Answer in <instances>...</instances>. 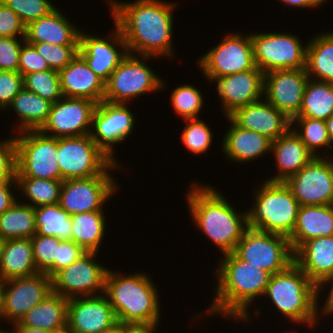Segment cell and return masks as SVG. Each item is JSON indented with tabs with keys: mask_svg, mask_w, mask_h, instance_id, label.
<instances>
[{
	"mask_svg": "<svg viewBox=\"0 0 333 333\" xmlns=\"http://www.w3.org/2000/svg\"><path fill=\"white\" fill-rule=\"evenodd\" d=\"M0 333H10V328L7 330L3 329L2 327L0 328Z\"/></svg>",
	"mask_w": 333,
	"mask_h": 333,
	"instance_id": "61",
	"label": "cell"
},
{
	"mask_svg": "<svg viewBox=\"0 0 333 333\" xmlns=\"http://www.w3.org/2000/svg\"><path fill=\"white\" fill-rule=\"evenodd\" d=\"M16 136V178H40L60 180L57 138L47 136L39 130L15 133Z\"/></svg>",
	"mask_w": 333,
	"mask_h": 333,
	"instance_id": "10",
	"label": "cell"
},
{
	"mask_svg": "<svg viewBox=\"0 0 333 333\" xmlns=\"http://www.w3.org/2000/svg\"><path fill=\"white\" fill-rule=\"evenodd\" d=\"M4 244H5V240L3 238H0V262H1L2 254H3V250H4Z\"/></svg>",
	"mask_w": 333,
	"mask_h": 333,
	"instance_id": "60",
	"label": "cell"
},
{
	"mask_svg": "<svg viewBox=\"0 0 333 333\" xmlns=\"http://www.w3.org/2000/svg\"><path fill=\"white\" fill-rule=\"evenodd\" d=\"M325 287H327V291H329L327 292V297L324 302H322V305L320 306V303H318V311L319 315H323L327 318V316L330 317L333 315V275L329 276L322 284L318 286V301L321 300V292L323 293L322 290L325 292Z\"/></svg>",
	"mask_w": 333,
	"mask_h": 333,
	"instance_id": "52",
	"label": "cell"
},
{
	"mask_svg": "<svg viewBox=\"0 0 333 333\" xmlns=\"http://www.w3.org/2000/svg\"><path fill=\"white\" fill-rule=\"evenodd\" d=\"M291 128L315 157L329 156L326 152L332 150L333 144L329 138L324 120L308 117H294L291 120ZM324 148L325 150L321 152L326 151L325 153L318 152Z\"/></svg>",
	"mask_w": 333,
	"mask_h": 333,
	"instance_id": "39",
	"label": "cell"
},
{
	"mask_svg": "<svg viewBox=\"0 0 333 333\" xmlns=\"http://www.w3.org/2000/svg\"><path fill=\"white\" fill-rule=\"evenodd\" d=\"M320 33L304 43L307 44L305 70L312 80L333 83V31Z\"/></svg>",
	"mask_w": 333,
	"mask_h": 333,
	"instance_id": "32",
	"label": "cell"
},
{
	"mask_svg": "<svg viewBox=\"0 0 333 333\" xmlns=\"http://www.w3.org/2000/svg\"><path fill=\"white\" fill-rule=\"evenodd\" d=\"M50 70L46 60L31 45L25 42L22 45L18 72L24 76L29 73Z\"/></svg>",
	"mask_w": 333,
	"mask_h": 333,
	"instance_id": "50",
	"label": "cell"
},
{
	"mask_svg": "<svg viewBox=\"0 0 333 333\" xmlns=\"http://www.w3.org/2000/svg\"><path fill=\"white\" fill-rule=\"evenodd\" d=\"M23 87L52 103L63 97L59 71L53 69L24 75Z\"/></svg>",
	"mask_w": 333,
	"mask_h": 333,
	"instance_id": "40",
	"label": "cell"
},
{
	"mask_svg": "<svg viewBox=\"0 0 333 333\" xmlns=\"http://www.w3.org/2000/svg\"><path fill=\"white\" fill-rule=\"evenodd\" d=\"M58 7L26 26L27 43L47 42L56 45H79L82 28L76 27Z\"/></svg>",
	"mask_w": 333,
	"mask_h": 333,
	"instance_id": "27",
	"label": "cell"
},
{
	"mask_svg": "<svg viewBox=\"0 0 333 333\" xmlns=\"http://www.w3.org/2000/svg\"><path fill=\"white\" fill-rule=\"evenodd\" d=\"M52 292V279L44 272L4 280L3 322L7 321L9 325L19 322L29 310Z\"/></svg>",
	"mask_w": 333,
	"mask_h": 333,
	"instance_id": "17",
	"label": "cell"
},
{
	"mask_svg": "<svg viewBox=\"0 0 333 333\" xmlns=\"http://www.w3.org/2000/svg\"><path fill=\"white\" fill-rule=\"evenodd\" d=\"M52 102L25 89L24 87L14 97L7 107L16 113L19 122L16 123L17 132L27 130H39L48 119ZM19 123V124H18Z\"/></svg>",
	"mask_w": 333,
	"mask_h": 333,
	"instance_id": "33",
	"label": "cell"
},
{
	"mask_svg": "<svg viewBox=\"0 0 333 333\" xmlns=\"http://www.w3.org/2000/svg\"><path fill=\"white\" fill-rule=\"evenodd\" d=\"M116 322L113 307L104 293L69 299L66 333H100Z\"/></svg>",
	"mask_w": 333,
	"mask_h": 333,
	"instance_id": "21",
	"label": "cell"
},
{
	"mask_svg": "<svg viewBox=\"0 0 333 333\" xmlns=\"http://www.w3.org/2000/svg\"><path fill=\"white\" fill-rule=\"evenodd\" d=\"M59 75L63 97L86 98L97 104L103 101L105 82L90 69L79 53L59 71Z\"/></svg>",
	"mask_w": 333,
	"mask_h": 333,
	"instance_id": "24",
	"label": "cell"
},
{
	"mask_svg": "<svg viewBox=\"0 0 333 333\" xmlns=\"http://www.w3.org/2000/svg\"><path fill=\"white\" fill-rule=\"evenodd\" d=\"M308 79L305 68L265 73L263 97L292 120L299 114Z\"/></svg>",
	"mask_w": 333,
	"mask_h": 333,
	"instance_id": "20",
	"label": "cell"
},
{
	"mask_svg": "<svg viewBox=\"0 0 333 333\" xmlns=\"http://www.w3.org/2000/svg\"><path fill=\"white\" fill-rule=\"evenodd\" d=\"M333 114V83L308 79L299 114L326 121Z\"/></svg>",
	"mask_w": 333,
	"mask_h": 333,
	"instance_id": "35",
	"label": "cell"
},
{
	"mask_svg": "<svg viewBox=\"0 0 333 333\" xmlns=\"http://www.w3.org/2000/svg\"><path fill=\"white\" fill-rule=\"evenodd\" d=\"M10 333H66V332H53L45 329H38L32 327L21 326L18 322L11 325Z\"/></svg>",
	"mask_w": 333,
	"mask_h": 333,
	"instance_id": "55",
	"label": "cell"
},
{
	"mask_svg": "<svg viewBox=\"0 0 333 333\" xmlns=\"http://www.w3.org/2000/svg\"><path fill=\"white\" fill-rule=\"evenodd\" d=\"M256 186L247 210L248 227L289 237L296 225L300 204L285 182L263 181Z\"/></svg>",
	"mask_w": 333,
	"mask_h": 333,
	"instance_id": "6",
	"label": "cell"
},
{
	"mask_svg": "<svg viewBox=\"0 0 333 333\" xmlns=\"http://www.w3.org/2000/svg\"><path fill=\"white\" fill-rule=\"evenodd\" d=\"M114 26V30L105 37L92 36L82 30L80 33L79 54L85 59L90 69L104 82L129 55L127 43L119 27L116 24Z\"/></svg>",
	"mask_w": 333,
	"mask_h": 333,
	"instance_id": "19",
	"label": "cell"
},
{
	"mask_svg": "<svg viewBox=\"0 0 333 333\" xmlns=\"http://www.w3.org/2000/svg\"><path fill=\"white\" fill-rule=\"evenodd\" d=\"M86 252L72 240H60L55 263L45 273L52 278L57 272L68 267Z\"/></svg>",
	"mask_w": 333,
	"mask_h": 333,
	"instance_id": "48",
	"label": "cell"
},
{
	"mask_svg": "<svg viewBox=\"0 0 333 333\" xmlns=\"http://www.w3.org/2000/svg\"><path fill=\"white\" fill-rule=\"evenodd\" d=\"M18 15L27 26L30 22L48 15L56 8L49 0H0Z\"/></svg>",
	"mask_w": 333,
	"mask_h": 333,
	"instance_id": "45",
	"label": "cell"
},
{
	"mask_svg": "<svg viewBox=\"0 0 333 333\" xmlns=\"http://www.w3.org/2000/svg\"><path fill=\"white\" fill-rule=\"evenodd\" d=\"M114 24L127 43L130 54L175 58L173 11L178 3L165 0H106ZM173 48V49H172ZM174 53V54H173Z\"/></svg>",
	"mask_w": 333,
	"mask_h": 333,
	"instance_id": "1",
	"label": "cell"
},
{
	"mask_svg": "<svg viewBox=\"0 0 333 333\" xmlns=\"http://www.w3.org/2000/svg\"><path fill=\"white\" fill-rule=\"evenodd\" d=\"M70 218L72 241L87 252H99L107 231L105 211L76 213Z\"/></svg>",
	"mask_w": 333,
	"mask_h": 333,
	"instance_id": "34",
	"label": "cell"
},
{
	"mask_svg": "<svg viewBox=\"0 0 333 333\" xmlns=\"http://www.w3.org/2000/svg\"><path fill=\"white\" fill-rule=\"evenodd\" d=\"M256 67L264 74L283 69H304L307 44L286 32L250 33Z\"/></svg>",
	"mask_w": 333,
	"mask_h": 333,
	"instance_id": "9",
	"label": "cell"
},
{
	"mask_svg": "<svg viewBox=\"0 0 333 333\" xmlns=\"http://www.w3.org/2000/svg\"><path fill=\"white\" fill-rule=\"evenodd\" d=\"M245 35V36H244ZM226 33L219 44L198 58L197 65L212 85L216 78L258 69L254 61L250 34Z\"/></svg>",
	"mask_w": 333,
	"mask_h": 333,
	"instance_id": "12",
	"label": "cell"
},
{
	"mask_svg": "<svg viewBox=\"0 0 333 333\" xmlns=\"http://www.w3.org/2000/svg\"><path fill=\"white\" fill-rule=\"evenodd\" d=\"M25 37H0V70L18 72Z\"/></svg>",
	"mask_w": 333,
	"mask_h": 333,
	"instance_id": "47",
	"label": "cell"
},
{
	"mask_svg": "<svg viewBox=\"0 0 333 333\" xmlns=\"http://www.w3.org/2000/svg\"><path fill=\"white\" fill-rule=\"evenodd\" d=\"M98 252H86L65 269L57 272L52 279L53 292L67 299L93 296L104 293L106 264L100 265L95 259Z\"/></svg>",
	"mask_w": 333,
	"mask_h": 333,
	"instance_id": "14",
	"label": "cell"
},
{
	"mask_svg": "<svg viewBox=\"0 0 333 333\" xmlns=\"http://www.w3.org/2000/svg\"><path fill=\"white\" fill-rule=\"evenodd\" d=\"M15 187L18 188L17 182H0V214H3L18 201L20 196L16 197V194H13Z\"/></svg>",
	"mask_w": 333,
	"mask_h": 333,
	"instance_id": "53",
	"label": "cell"
},
{
	"mask_svg": "<svg viewBox=\"0 0 333 333\" xmlns=\"http://www.w3.org/2000/svg\"><path fill=\"white\" fill-rule=\"evenodd\" d=\"M282 2L283 5H286L287 7H295V8H314L322 5L325 3L326 0H279Z\"/></svg>",
	"mask_w": 333,
	"mask_h": 333,
	"instance_id": "54",
	"label": "cell"
},
{
	"mask_svg": "<svg viewBox=\"0 0 333 333\" xmlns=\"http://www.w3.org/2000/svg\"><path fill=\"white\" fill-rule=\"evenodd\" d=\"M331 152H329V160L331 161V163H332V165H333V156H331V155H333V154H330ZM331 157V158H330Z\"/></svg>",
	"mask_w": 333,
	"mask_h": 333,
	"instance_id": "62",
	"label": "cell"
},
{
	"mask_svg": "<svg viewBox=\"0 0 333 333\" xmlns=\"http://www.w3.org/2000/svg\"><path fill=\"white\" fill-rule=\"evenodd\" d=\"M36 232L35 207L18 200L0 214V238L4 240L32 238Z\"/></svg>",
	"mask_w": 333,
	"mask_h": 333,
	"instance_id": "36",
	"label": "cell"
},
{
	"mask_svg": "<svg viewBox=\"0 0 333 333\" xmlns=\"http://www.w3.org/2000/svg\"><path fill=\"white\" fill-rule=\"evenodd\" d=\"M159 325L154 326H129L127 333H156Z\"/></svg>",
	"mask_w": 333,
	"mask_h": 333,
	"instance_id": "56",
	"label": "cell"
},
{
	"mask_svg": "<svg viewBox=\"0 0 333 333\" xmlns=\"http://www.w3.org/2000/svg\"><path fill=\"white\" fill-rule=\"evenodd\" d=\"M33 257L38 272H46L57 258L60 239L54 236L38 235L31 238Z\"/></svg>",
	"mask_w": 333,
	"mask_h": 333,
	"instance_id": "44",
	"label": "cell"
},
{
	"mask_svg": "<svg viewBox=\"0 0 333 333\" xmlns=\"http://www.w3.org/2000/svg\"><path fill=\"white\" fill-rule=\"evenodd\" d=\"M3 294H4V280L0 278V321L2 320V309H3Z\"/></svg>",
	"mask_w": 333,
	"mask_h": 333,
	"instance_id": "59",
	"label": "cell"
},
{
	"mask_svg": "<svg viewBox=\"0 0 333 333\" xmlns=\"http://www.w3.org/2000/svg\"><path fill=\"white\" fill-rule=\"evenodd\" d=\"M35 225L38 235L72 240L70 215L59 204L35 207Z\"/></svg>",
	"mask_w": 333,
	"mask_h": 333,
	"instance_id": "38",
	"label": "cell"
},
{
	"mask_svg": "<svg viewBox=\"0 0 333 333\" xmlns=\"http://www.w3.org/2000/svg\"><path fill=\"white\" fill-rule=\"evenodd\" d=\"M16 136L0 141V182H17Z\"/></svg>",
	"mask_w": 333,
	"mask_h": 333,
	"instance_id": "46",
	"label": "cell"
},
{
	"mask_svg": "<svg viewBox=\"0 0 333 333\" xmlns=\"http://www.w3.org/2000/svg\"><path fill=\"white\" fill-rule=\"evenodd\" d=\"M294 263L318 287L333 275V236L306 241L294 251Z\"/></svg>",
	"mask_w": 333,
	"mask_h": 333,
	"instance_id": "28",
	"label": "cell"
},
{
	"mask_svg": "<svg viewBox=\"0 0 333 333\" xmlns=\"http://www.w3.org/2000/svg\"><path fill=\"white\" fill-rule=\"evenodd\" d=\"M128 104L101 101L92 116L90 136L92 140L114 161L116 146L131 137L135 128L136 115ZM115 155V156H114Z\"/></svg>",
	"mask_w": 333,
	"mask_h": 333,
	"instance_id": "15",
	"label": "cell"
},
{
	"mask_svg": "<svg viewBox=\"0 0 333 333\" xmlns=\"http://www.w3.org/2000/svg\"><path fill=\"white\" fill-rule=\"evenodd\" d=\"M221 257L214 272L217 278L215 296L211 306L203 313L208 316L223 315L227 320L231 319L230 323L235 320L249 323L252 321L249 306L257 298H263L271 274L241 260L234 252Z\"/></svg>",
	"mask_w": 333,
	"mask_h": 333,
	"instance_id": "2",
	"label": "cell"
},
{
	"mask_svg": "<svg viewBox=\"0 0 333 333\" xmlns=\"http://www.w3.org/2000/svg\"><path fill=\"white\" fill-rule=\"evenodd\" d=\"M186 126L181 134V142L194 154H205L211 147L213 141V131L204 122L199 119H184ZM213 133V134H212Z\"/></svg>",
	"mask_w": 333,
	"mask_h": 333,
	"instance_id": "42",
	"label": "cell"
},
{
	"mask_svg": "<svg viewBox=\"0 0 333 333\" xmlns=\"http://www.w3.org/2000/svg\"><path fill=\"white\" fill-rule=\"evenodd\" d=\"M150 58L155 57L129 53L105 82L103 101L130 104L129 101L141 95L164 90L167 85L164 79L145 63Z\"/></svg>",
	"mask_w": 333,
	"mask_h": 333,
	"instance_id": "7",
	"label": "cell"
},
{
	"mask_svg": "<svg viewBox=\"0 0 333 333\" xmlns=\"http://www.w3.org/2000/svg\"><path fill=\"white\" fill-rule=\"evenodd\" d=\"M69 299L55 292L29 310L18 322L21 326L66 332Z\"/></svg>",
	"mask_w": 333,
	"mask_h": 333,
	"instance_id": "30",
	"label": "cell"
},
{
	"mask_svg": "<svg viewBox=\"0 0 333 333\" xmlns=\"http://www.w3.org/2000/svg\"><path fill=\"white\" fill-rule=\"evenodd\" d=\"M26 25L16 13L0 1V37H25Z\"/></svg>",
	"mask_w": 333,
	"mask_h": 333,
	"instance_id": "51",
	"label": "cell"
},
{
	"mask_svg": "<svg viewBox=\"0 0 333 333\" xmlns=\"http://www.w3.org/2000/svg\"><path fill=\"white\" fill-rule=\"evenodd\" d=\"M243 261L250 262L271 275L284 271L294 262L288 237L247 228L234 250Z\"/></svg>",
	"mask_w": 333,
	"mask_h": 333,
	"instance_id": "13",
	"label": "cell"
},
{
	"mask_svg": "<svg viewBox=\"0 0 333 333\" xmlns=\"http://www.w3.org/2000/svg\"><path fill=\"white\" fill-rule=\"evenodd\" d=\"M60 180L90 178L101 175L114 161L92 140L85 136L57 138Z\"/></svg>",
	"mask_w": 333,
	"mask_h": 333,
	"instance_id": "11",
	"label": "cell"
},
{
	"mask_svg": "<svg viewBox=\"0 0 333 333\" xmlns=\"http://www.w3.org/2000/svg\"><path fill=\"white\" fill-rule=\"evenodd\" d=\"M31 238L5 240L0 262V278L9 280L36 274Z\"/></svg>",
	"mask_w": 333,
	"mask_h": 333,
	"instance_id": "31",
	"label": "cell"
},
{
	"mask_svg": "<svg viewBox=\"0 0 333 333\" xmlns=\"http://www.w3.org/2000/svg\"><path fill=\"white\" fill-rule=\"evenodd\" d=\"M329 138L333 144V114L325 121Z\"/></svg>",
	"mask_w": 333,
	"mask_h": 333,
	"instance_id": "58",
	"label": "cell"
},
{
	"mask_svg": "<svg viewBox=\"0 0 333 333\" xmlns=\"http://www.w3.org/2000/svg\"><path fill=\"white\" fill-rule=\"evenodd\" d=\"M120 163L113 162L101 175L90 178L63 180L59 206L70 216L76 213L104 211L103 206L119 190L111 173L121 170ZM113 171V172H112ZM118 189V190H117Z\"/></svg>",
	"mask_w": 333,
	"mask_h": 333,
	"instance_id": "8",
	"label": "cell"
},
{
	"mask_svg": "<svg viewBox=\"0 0 333 333\" xmlns=\"http://www.w3.org/2000/svg\"><path fill=\"white\" fill-rule=\"evenodd\" d=\"M189 84L176 87L171 93V105L182 119H199L204 104L200 89Z\"/></svg>",
	"mask_w": 333,
	"mask_h": 333,
	"instance_id": "41",
	"label": "cell"
},
{
	"mask_svg": "<svg viewBox=\"0 0 333 333\" xmlns=\"http://www.w3.org/2000/svg\"><path fill=\"white\" fill-rule=\"evenodd\" d=\"M271 153L277 173L266 179L270 182H285L315 158L292 128L272 141Z\"/></svg>",
	"mask_w": 333,
	"mask_h": 333,
	"instance_id": "26",
	"label": "cell"
},
{
	"mask_svg": "<svg viewBox=\"0 0 333 333\" xmlns=\"http://www.w3.org/2000/svg\"><path fill=\"white\" fill-rule=\"evenodd\" d=\"M96 105L86 98L62 97L52 103L48 119L39 131L55 138L88 135Z\"/></svg>",
	"mask_w": 333,
	"mask_h": 333,
	"instance_id": "18",
	"label": "cell"
},
{
	"mask_svg": "<svg viewBox=\"0 0 333 333\" xmlns=\"http://www.w3.org/2000/svg\"><path fill=\"white\" fill-rule=\"evenodd\" d=\"M333 236V205L300 206L296 225L288 237L292 250L314 238Z\"/></svg>",
	"mask_w": 333,
	"mask_h": 333,
	"instance_id": "29",
	"label": "cell"
},
{
	"mask_svg": "<svg viewBox=\"0 0 333 333\" xmlns=\"http://www.w3.org/2000/svg\"><path fill=\"white\" fill-rule=\"evenodd\" d=\"M127 331H128V325L123 324L120 321H117L114 325L101 331L100 333H127Z\"/></svg>",
	"mask_w": 333,
	"mask_h": 333,
	"instance_id": "57",
	"label": "cell"
},
{
	"mask_svg": "<svg viewBox=\"0 0 333 333\" xmlns=\"http://www.w3.org/2000/svg\"><path fill=\"white\" fill-rule=\"evenodd\" d=\"M263 296L290 323L305 324L310 329L318 326L322 317L318 311V287L294 262L271 275Z\"/></svg>",
	"mask_w": 333,
	"mask_h": 333,
	"instance_id": "5",
	"label": "cell"
},
{
	"mask_svg": "<svg viewBox=\"0 0 333 333\" xmlns=\"http://www.w3.org/2000/svg\"><path fill=\"white\" fill-rule=\"evenodd\" d=\"M217 97L220 100L224 117L237 108L259 101L263 98L264 73L260 69H251L216 78Z\"/></svg>",
	"mask_w": 333,
	"mask_h": 333,
	"instance_id": "22",
	"label": "cell"
},
{
	"mask_svg": "<svg viewBox=\"0 0 333 333\" xmlns=\"http://www.w3.org/2000/svg\"><path fill=\"white\" fill-rule=\"evenodd\" d=\"M22 88L23 76L19 72L0 70V110L6 111Z\"/></svg>",
	"mask_w": 333,
	"mask_h": 333,
	"instance_id": "49",
	"label": "cell"
},
{
	"mask_svg": "<svg viewBox=\"0 0 333 333\" xmlns=\"http://www.w3.org/2000/svg\"><path fill=\"white\" fill-rule=\"evenodd\" d=\"M128 274L109 267L106 275L104 295L117 321L129 326L159 325L162 309L158 287L147 272Z\"/></svg>",
	"mask_w": 333,
	"mask_h": 333,
	"instance_id": "4",
	"label": "cell"
},
{
	"mask_svg": "<svg viewBox=\"0 0 333 333\" xmlns=\"http://www.w3.org/2000/svg\"><path fill=\"white\" fill-rule=\"evenodd\" d=\"M229 117L239 127L265 135L272 141L291 128V120L265 98L237 108Z\"/></svg>",
	"mask_w": 333,
	"mask_h": 333,
	"instance_id": "23",
	"label": "cell"
},
{
	"mask_svg": "<svg viewBox=\"0 0 333 333\" xmlns=\"http://www.w3.org/2000/svg\"><path fill=\"white\" fill-rule=\"evenodd\" d=\"M229 129L222 138V152L228 160L237 163L255 161L267 153L271 154L272 140L252 130L239 127L229 116Z\"/></svg>",
	"mask_w": 333,
	"mask_h": 333,
	"instance_id": "25",
	"label": "cell"
},
{
	"mask_svg": "<svg viewBox=\"0 0 333 333\" xmlns=\"http://www.w3.org/2000/svg\"><path fill=\"white\" fill-rule=\"evenodd\" d=\"M46 60L50 69H64L79 53V45H56L47 42L28 43Z\"/></svg>",
	"mask_w": 333,
	"mask_h": 333,
	"instance_id": "43",
	"label": "cell"
},
{
	"mask_svg": "<svg viewBox=\"0 0 333 333\" xmlns=\"http://www.w3.org/2000/svg\"><path fill=\"white\" fill-rule=\"evenodd\" d=\"M300 206L333 205V165L315 157L285 181Z\"/></svg>",
	"mask_w": 333,
	"mask_h": 333,
	"instance_id": "16",
	"label": "cell"
},
{
	"mask_svg": "<svg viewBox=\"0 0 333 333\" xmlns=\"http://www.w3.org/2000/svg\"><path fill=\"white\" fill-rule=\"evenodd\" d=\"M21 203L40 207L59 202L62 180H48L40 178H16ZM24 197V201L22 200ZM26 197V199H25ZM22 200V201H21ZM25 200H28L26 202Z\"/></svg>",
	"mask_w": 333,
	"mask_h": 333,
	"instance_id": "37",
	"label": "cell"
},
{
	"mask_svg": "<svg viewBox=\"0 0 333 333\" xmlns=\"http://www.w3.org/2000/svg\"><path fill=\"white\" fill-rule=\"evenodd\" d=\"M199 184L190 183L185 194L193 226L204 233L222 255L232 253L248 228L247 211L237 212L221 191L205 183Z\"/></svg>",
	"mask_w": 333,
	"mask_h": 333,
	"instance_id": "3",
	"label": "cell"
}]
</instances>
